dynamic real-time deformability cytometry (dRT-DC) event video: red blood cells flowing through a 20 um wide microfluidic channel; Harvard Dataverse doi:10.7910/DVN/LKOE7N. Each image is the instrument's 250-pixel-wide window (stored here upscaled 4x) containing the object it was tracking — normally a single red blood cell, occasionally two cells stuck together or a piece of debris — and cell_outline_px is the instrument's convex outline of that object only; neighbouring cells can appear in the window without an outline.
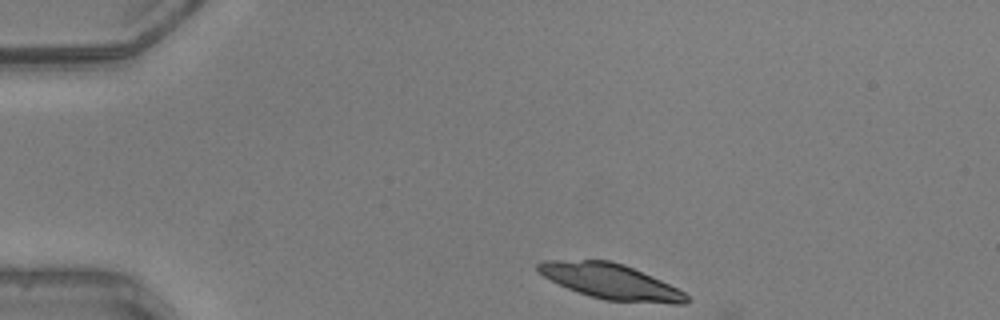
{"species": "common noctule bat (a hibernating species)", "species_latin": "Nyctalus noctula", "temperature_condition": "warm", "stored_images_in_passage": 4, "camera_frame_rate_fps": 3000, "um_per_image_px": 0.085, "animal": {"sex": "male", "body_mass_g": 20.5, "forearm_length_mm": 52.5}, "frame": {"image": 1, "passage_image": 1, "time_ms": 0.0, "image_size_px": [1000, 320], "cell_outline_px": [[692, 300], [688, 304], [672, 304], [604, 300], [568, 288], [544, 276], [536, 268], [536, 264], [544, 260], [608, 260], [624, 264], [660, 280], [684, 292]], "centroid_in_image_um": [51.95, 23.93], "position_along_channel_um": 33.0, "area_um2": 30.23}}